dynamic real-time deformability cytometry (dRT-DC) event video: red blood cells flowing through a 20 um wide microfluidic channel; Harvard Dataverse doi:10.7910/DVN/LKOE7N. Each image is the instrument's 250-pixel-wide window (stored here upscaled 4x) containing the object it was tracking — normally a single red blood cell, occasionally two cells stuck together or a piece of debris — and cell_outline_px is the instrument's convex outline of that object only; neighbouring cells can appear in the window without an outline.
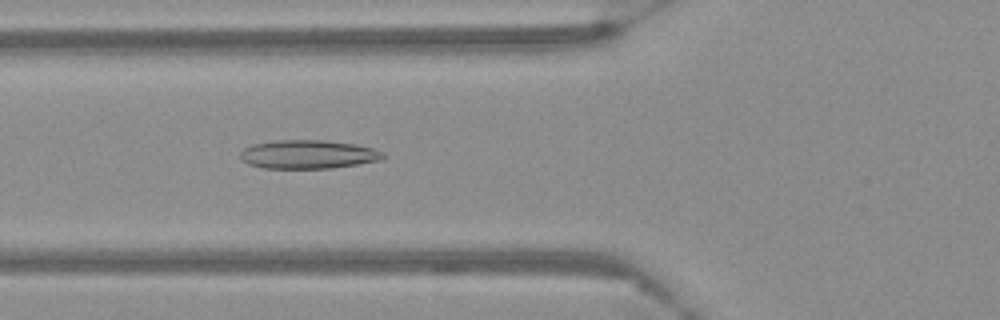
{"species": "Egyptian fruit bat (a non-hibernating species)", "species_latin": "Rousettus aegyptiacus", "temperature_condition": "warm", "stored_images_in_passage": 57, "camera_frame_rate_fps": 3000, "um_per_image_px": 0.085, "frame": {"image": 1, "passage_image": 22, "time_ms": 7.0, "image_size_px": [1000, 320], "cell_outline_px": [[384, 156], [380, 160], [332, 168], [264, 168], [248, 164], [240, 160], [240, 152], [244, 148], [252, 144], [272, 140], [324, 140], [356, 144], [372, 148], [384, 152]], "centroid_in_image_um": [26.14, 13.11], "position_along_channel_um": 99.7, "area_um2": 23.93}}
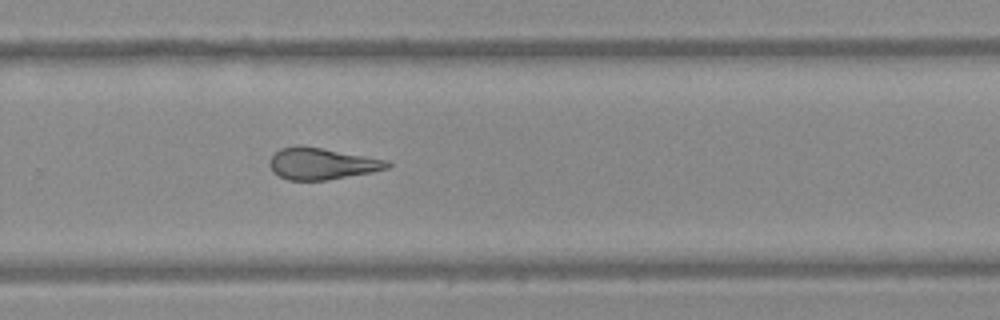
{"frame": {"image": 2, "passage_image": 39, "time_ms": 12.667, "image_size_px": [1000, 320], "cell_outline_px": [[392, 164], [388, 168], [372, 172], [328, 180], [288, 180], [272, 172], [268, 164], [268, 160], [280, 148], [296, 144], [300, 144], [388, 160]], "centroid_in_image_um": [27.32, 13.9], "position_along_channel_um": 302.5, "area_um2": 21.91}}
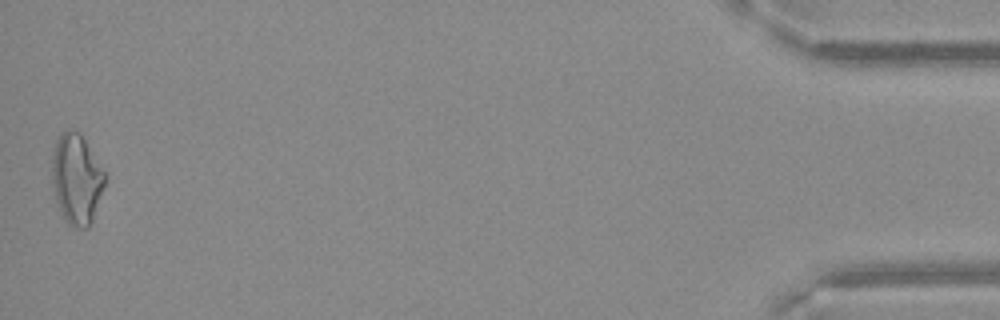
{"frame": {"image": 3, "passage_image": 57, "time_ms": 18.667, "image_size_px": [1000, 320], "cell_outline_px": [[104, 184], [92, 220], [88, 228], [76, 228], [68, 224], [64, 220], [56, 200], [52, 184], [52, 156], [56, 140], [60, 132], [68, 128], [80, 132], [104, 172]], "centroid_in_image_um": [6.47, 15.2], "position_along_channel_um": 428.7, "area_um2": 27.57}}